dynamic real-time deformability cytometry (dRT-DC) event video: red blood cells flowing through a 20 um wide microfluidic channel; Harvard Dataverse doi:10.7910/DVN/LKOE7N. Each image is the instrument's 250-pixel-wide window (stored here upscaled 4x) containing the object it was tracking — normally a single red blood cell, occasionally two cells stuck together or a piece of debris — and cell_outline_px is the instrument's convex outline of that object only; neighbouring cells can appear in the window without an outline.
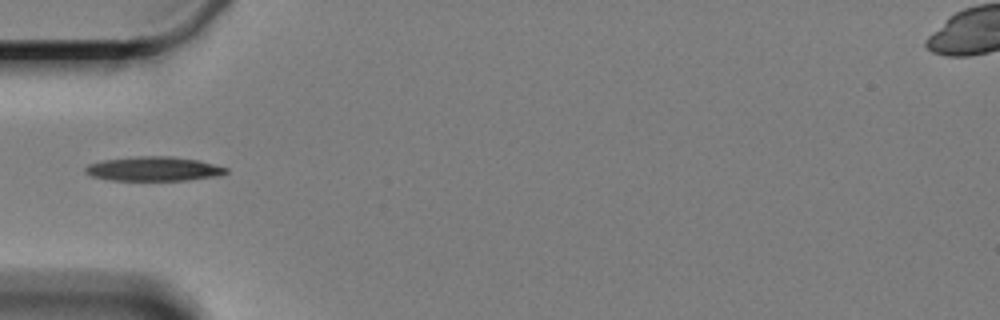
{"species": "Egyptian fruit bat (a non-hibernating species)", "species_latin": "Rousettus aegyptiacus", "temperature_condition": "cold", "stored_images_in_passage": 42, "camera_frame_rate_fps": 3000, "um_per_image_px": 0.085, "animal": {"sex": "female"}, "frame": {"image": 1, "passage_image": 1, "time_ms": 0.0, "image_size_px": [1000, 320], "cell_outline_px": [[228, 172], [216, 176], [188, 180], [108, 180], [92, 176], [84, 172], [84, 168], [88, 164], [104, 160], [140, 156], [172, 156], [196, 160], [228, 168]], "centroid_in_image_um": [13.03, 14.35], "position_along_channel_um": 72.0, "area_um2": 19.77}}
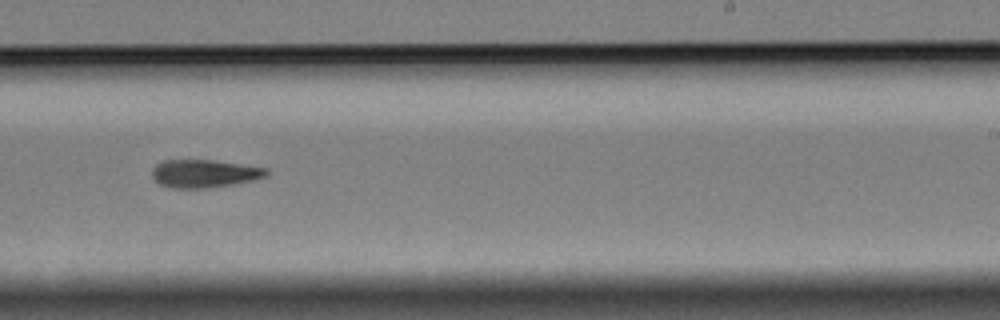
{"frame": {"image": 2, "passage_image": 19, "time_ms": 6.0, "image_size_px": [1000, 320], "cell_outline_px": [[268, 176], [236, 184], [212, 188], [168, 188], [160, 184], [152, 176], [152, 168], [156, 164], [164, 160], [212, 160], [268, 168]], "centroid_in_image_um": [17.37, 14.76], "position_along_channel_um": 271.6, "area_um2": 18.79}}
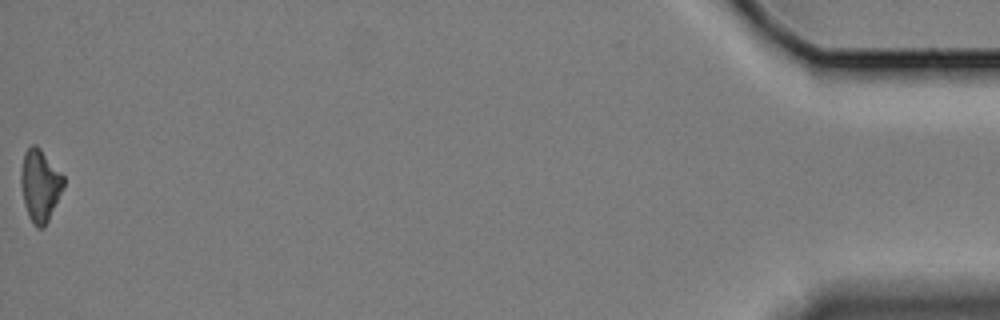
{"frame": {"image": 3, "passage_image": 42, "time_ms": 13.667, "image_size_px": [1000, 320], "cell_outline_px": [[64, 188], [48, 220], [40, 228], [36, 228], [28, 216], [24, 204], [20, 184], [20, 172], [24, 152], [32, 144], [36, 144], [40, 148], [64, 176]], "centroid_in_image_um": [3.39, 15.73], "position_along_channel_um": 431.8, "area_um2": 17.92}, "authors_computed_cell_mechanics": {"area_um2": 18.5827, "velocity_mm_per_s": 3.3177, "shape_relaxation_time_tau1_ms": 8.3366, "shape_relaxation_time_tau2_ms": null, "deformation_change_tau1": 0.1714, "deformation_change_tau2": null}}